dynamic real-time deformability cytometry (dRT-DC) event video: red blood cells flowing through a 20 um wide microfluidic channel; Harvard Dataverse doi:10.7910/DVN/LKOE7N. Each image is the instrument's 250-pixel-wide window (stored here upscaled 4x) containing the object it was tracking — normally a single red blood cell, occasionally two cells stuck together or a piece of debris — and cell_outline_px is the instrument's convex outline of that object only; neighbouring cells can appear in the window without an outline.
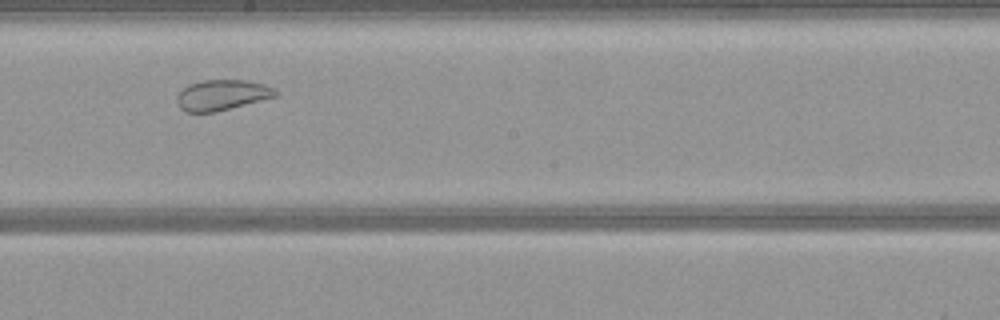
{"species": "common noctule bat (a hibernating species)", "species_latin": "Nyctalus noctula", "temperature_condition": "warm", "stored_images_in_passage": 43, "camera_frame_rate_fps": 3000, "um_per_image_px": 0.085, "animal": {"sex": "female", "body_mass_g": 21.9}, "frame": {"image": 1, "passage_image": 19, "time_ms": 6.0, "image_size_px": [1000, 320], "cell_outline_px": [[280, 92], [276, 96], [216, 112], [184, 112], [180, 108], [176, 100], [176, 96], [188, 84], [204, 80], [244, 80], [264, 84], [276, 88]], "centroid_in_image_um": [18.87, 8.07], "position_along_channel_um": 229.3, "area_um2": 17.57}}
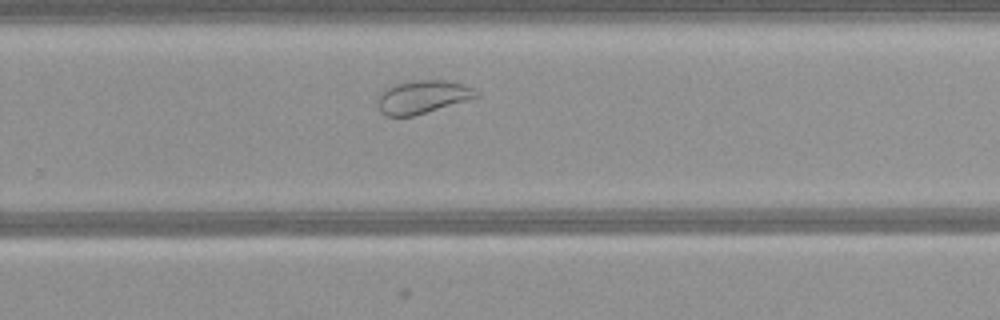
{"frame": {"image": 2, "passage_image": 24, "time_ms": 7.667, "image_size_px": [1000, 320], "cell_outline_px": [[480, 96], [468, 100], [412, 116], [384, 116], [380, 112], [376, 104], [380, 96], [388, 88], [396, 84], [416, 80], [444, 80], [460, 84], [472, 88], [480, 92]], "centroid_in_image_um": [35.92, 8.25], "position_along_channel_um": 293.9, "area_um2": 18.73}}
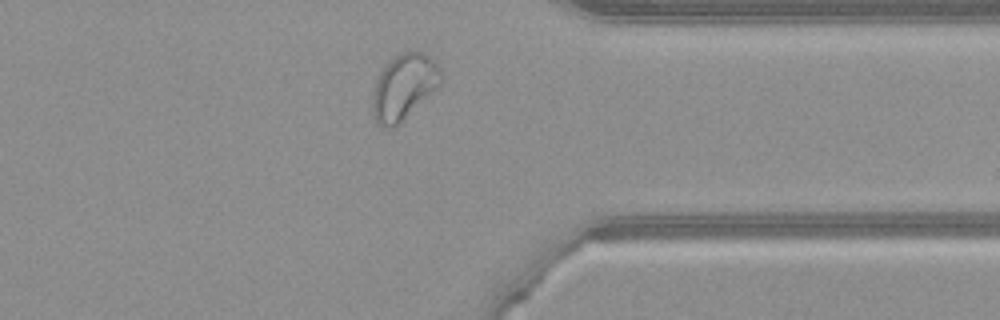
{"frame": {"image": 3, "passage_image": 31, "time_ms": 10.0, "image_size_px": [1000, 320], "cell_outline_px": [[440, 84], [400, 124], [392, 128], [384, 128], [376, 124], [372, 116], [372, 96], [376, 80], [380, 72], [396, 56], [404, 52], [424, 52], [440, 68]], "centroid_in_image_um": [34.28, 7.45], "position_along_channel_um": 377.1, "area_um2": 25.78}}